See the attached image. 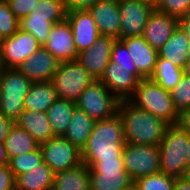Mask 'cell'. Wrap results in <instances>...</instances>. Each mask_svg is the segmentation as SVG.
Wrapping results in <instances>:
<instances>
[{"instance_id": "cell-29", "label": "cell", "mask_w": 190, "mask_h": 190, "mask_svg": "<svg viewBox=\"0 0 190 190\" xmlns=\"http://www.w3.org/2000/svg\"><path fill=\"white\" fill-rule=\"evenodd\" d=\"M4 145L8 159L20 154L33 152L39 147L38 142L16 123L11 128Z\"/></svg>"}, {"instance_id": "cell-51", "label": "cell", "mask_w": 190, "mask_h": 190, "mask_svg": "<svg viewBox=\"0 0 190 190\" xmlns=\"http://www.w3.org/2000/svg\"><path fill=\"white\" fill-rule=\"evenodd\" d=\"M124 190H135V188H127V189H124Z\"/></svg>"}, {"instance_id": "cell-36", "label": "cell", "mask_w": 190, "mask_h": 190, "mask_svg": "<svg viewBox=\"0 0 190 190\" xmlns=\"http://www.w3.org/2000/svg\"><path fill=\"white\" fill-rule=\"evenodd\" d=\"M65 0H38L29 15L66 16Z\"/></svg>"}, {"instance_id": "cell-40", "label": "cell", "mask_w": 190, "mask_h": 190, "mask_svg": "<svg viewBox=\"0 0 190 190\" xmlns=\"http://www.w3.org/2000/svg\"><path fill=\"white\" fill-rule=\"evenodd\" d=\"M16 189V177L8 165H0V190Z\"/></svg>"}, {"instance_id": "cell-44", "label": "cell", "mask_w": 190, "mask_h": 190, "mask_svg": "<svg viewBox=\"0 0 190 190\" xmlns=\"http://www.w3.org/2000/svg\"><path fill=\"white\" fill-rule=\"evenodd\" d=\"M179 26L190 40V12L179 18Z\"/></svg>"}, {"instance_id": "cell-49", "label": "cell", "mask_w": 190, "mask_h": 190, "mask_svg": "<svg viewBox=\"0 0 190 190\" xmlns=\"http://www.w3.org/2000/svg\"><path fill=\"white\" fill-rule=\"evenodd\" d=\"M183 178H184L188 183H190V167H187V168H186L185 174H184Z\"/></svg>"}, {"instance_id": "cell-8", "label": "cell", "mask_w": 190, "mask_h": 190, "mask_svg": "<svg viewBox=\"0 0 190 190\" xmlns=\"http://www.w3.org/2000/svg\"><path fill=\"white\" fill-rule=\"evenodd\" d=\"M122 160L125 170L134 181L140 177L160 172L159 146L126 143L122 152Z\"/></svg>"}, {"instance_id": "cell-41", "label": "cell", "mask_w": 190, "mask_h": 190, "mask_svg": "<svg viewBox=\"0 0 190 190\" xmlns=\"http://www.w3.org/2000/svg\"><path fill=\"white\" fill-rule=\"evenodd\" d=\"M176 125L190 136V109L179 112Z\"/></svg>"}, {"instance_id": "cell-24", "label": "cell", "mask_w": 190, "mask_h": 190, "mask_svg": "<svg viewBox=\"0 0 190 190\" xmlns=\"http://www.w3.org/2000/svg\"><path fill=\"white\" fill-rule=\"evenodd\" d=\"M51 190H91L89 167L82 163L55 173Z\"/></svg>"}, {"instance_id": "cell-34", "label": "cell", "mask_w": 190, "mask_h": 190, "mask_svg": "<svg viewBox=\"0 0 190 190\" xmlns=\"http://www.w3.org/2000/svg\"><path fill=\"white\" fill-rule=\"evenodd\" d=\"M110 61L116 62L118 67L132 68V74H134L139 80L145 78L138 71L135 62L126 48V45L119 39H116L115 43L113 44Z\"/></svg>"}, {"instance_id": "cell-15", "label": "cell", "mask_w": 190, "mask_h": 190, "mask_svg": "<svg viewBox=\"0 0 190 190\" xmlns=\"http://www.w3.org/2000/svg\"><path fill=\"white\" fill-rule=\"evenodd\" d=\"M59 61L43 46L27 57L18 70L31 82L52 81Z\"/></svg>"}, {"instance_id": "cell-17", "label": "cell", "mask_w": 190, "mask_h": 190, "mask_svg": "<svg viewBox=\"0 0 190 190\" xmlns=\"http://www.w3.org/2000/svg\"><path fill=\"white\" fill-rule=\"evenodd\" d=\"M179 26V18L154 10L142 34L146 42L157 51L170 39Z\"/></svg>"}, {"instance_id": "cell-10", "label": "cell", "mask_w": 190, "mask_h": 190, "mask_svg": "<svg viewBox=\"0 0 190 190\" xmlns=\"http://www.w3.org/2000/svg\"><path fill=\"white\" fill-rule=\"evenodd\" d=\"M39 47L31 33L19 28L13 36L0 40V67L18 69Z\"/></svg>"}, {"instance_id": "cell-1", "label": "cell", "mask_w": 190, "mask_h": 190, "mask_svg": "<svg viewBox=\"0 0 190 190\" xmlns=\"http://www.w3.org/2000/svg\"><path fill=\"white\" fill-rule=\"evenodd\" d=\"M125 144L123 123L118 112L110 118L97 120L81 150L82 163L89 167L95 160L122 158Z\"/></svg>"}, {"instance_id": "cell-27", "label": "cell", "mask_w": 190, "mask_h": 190, "mask_svg": "<svg viewBox=\"0 0 190 190\" xmlns=\"http://www.w3.org/2000/svg\"><path fill=\"white\" fill-rule=\"evenodd\" d=\"M65 18L66 16L28 15L19 20L20 29L31 33L38 43L43 46L54 23L63 21Z\"/></svg>"}, {"instance_id": "cell-7", "label": "cell", "mask_w": 190, "mask_h": 190, "mask_svg": "<svg viewBox=\"0 0 190 190\" xmlns=\"http://www.w3.org/2000/svg\"><path fill=\"white\" fill-rule=\"evenodd\" d=\"M119 104L120 100L100 80H94L76 102L95 121L115 115Z\"/></svg>"}, {"instance_id": "cell-32", "label": "cell", "mask_w": 190, "mask_h": 190, "mask_svg": "<svg viewBox=\"0 0 190 190\" xmlns=\"http://www.w3.org/2000/svg\"><path fill=\"white\" fill-rule=\"evenodd\" d=\"M175 178L164 173L140 177L134 181L135 190H174Z\"/></svg>"}, {"instance_id": "cell-45", "label": "cell", "mask_w": 190, "mask_h": 190, "mask_svg": "<svg viewBox=\"0 0 190 190\" xmlns=\"http://www.w3.org/2000/svg\"><path fill=\"white\" fill-rule=\"evenodd\" d=\"M174 190H190V183L184 178L175 179Z\"/></svg>"}, {"instance_id": "cell-26", "label": "cell", "mask_w": 190, "mask_h": 190, "mask_svg": "<svg viewBox=\"0 0 190 190\" xmlns=\"http://www.w3.org/2000/svg\"><path fill=\"white\" fill-rule=\"evenodd\" d=\"M189 47L190 40L178 26L170 39L158 50V55L182 68L187 63L186 52Z\"/></svg>"}, {"instance_id": "cell-30", "label": "cell", "mask_w": 190, "mask_h": 190, "mask_svg": "<svg viewBox=\"0 0 190 190\" xmlns=\"http://www.w3.org/2000/svg\"><path fill=\"white\" fill-rule=\"evenodd\" d=\"M182 76V68L158 56L155 71L150 78L163 89L171 91L181 80Z\"/></svg>"}, {"instance_id": "cell-2", "label": "cell", "mask_w": 190, "mask_h": 190, "mask_svg": "<svg viewBox=\"0 0 190 190\" xmlns=\"http://www.w3.org/2000/svg\"><path fill=\"white\" fill-rule=\"evenodd\" d=\"M125 142L134 145L159 146L167 128L164 120L137 108L129 100H121L118 108Z\"/></svg>"}, {"instance_id": "cell-4", "label": "cell", "mask_w": 190, "mask_h": 190, "mask_svg": "<svg viewBox=\"0 0 190 190\" xmlns=\"http://www.w3.org/2000/svg\"><path fill=\"white\" fill-rule=\"evenodd\" d=\"M32 82L18 69L0 67V113L16 123Z\"/></svg>"}, {"instance_id": "cell-21", "label": "cell", "mask_w": 190, "mask_h": 190, "mask_svg": "<svg viewBox=\"0 0 190 190\" xmlns=\"http://www.w3.org/2000/svg\"><path fill=\"white\" fill-rule=\"evenodd\" d=\"M57 98L52 81L32 82L24 99V109L46 113Z\"/></svg>"}, {"instance_id": "cell-6", "label": "cell", "mask_w": 190, "mask_h": 190, "mask_svg": "<svg viewBox=\"0 0 190 190\" xmlns=\"http://www.w3.org/2000/svg\"><path fill=\"white\" fill-rule=\"evenodd\" d=\"M93 81L94 78L77 60L59 63L52 79L57 97L75 103Z\"/></svg>"}, {"instance_id": "cell-47", "label": "cell", "mask_w": 190, "mask_h": 190, "mask_svg": "<svg viewBox=\"0 0 190 190\" xmlns=\"http://www.w3.org/2000/svg\"><path fill=\"white\" fill-rule=\"evenodd\" d=\"M187 63L182 67L183 75L190 77V47L186 52Z\"/></svg>"}, {"instance_id": "cell-42", "label": "cell", "mask_w": 190, "mask_h": 190, "mask_svg": "<svg viewBox=\"0 0 190 190\" xmlns=\"http://www.w3.org/2000/svg\"><path fill=\"white\" fill-rule=\"evenodd\" d=\"M99 0H65L67 10L87 9Z\"/></svg>"}, {"instance_id": "cell-48", "label": "cell", "mask_w": 190, "mask_h": 190, "mask_svg": "<svg viewBox=\"0 0 190 190\" xmlns=\"http://www.w3.org/2000/svg\"><path fill=\"white\" fill-rule=\"evenodd\" d=\"M188 151L186 152L187 157H186V161H187V167H190V136H189V144L187 146Z\"/></svg>"}, {"instance_id": "cell-46", "label": "cell", "mask_w": 190, "mask_h": 190, "mask_svg": "<svg viewBox=\"0 0 190 190\" xmlns=\"http://www.w3.org/2000/svg\"><path fill=\"white\" fill-rule=\"evenodd\" d=\"M0 165H8V157L3 142H0Z\"/></svg>"}, {"instance_id": "cell-18", "label": "cell", "mask_w": 190, "mask_h": 190, "mask_svg": "<svg viewBox=\"0 0 190 190\" xmlns=\"http://www.w3.org/2000/svg\"><path fill=\"white\" fill-rule=\"evenodd\" d=\"M87 10L94 19L100 35L119 39L121 16L118 0H99Z\"/></svg>"}, {"instance_id": "cell-43", "label": "cell", "mask_w": 190, "mask_h": 190, "mask_svg": "<svg viewBox=\"0 0 190 190\" xmlns=\"http://www.w3.org/2000/svg\"><path fill=\"white\" fill-rule=\"evenodd\" d=\"M15 123L0 113V142H5L11 128Z\"/></svg>"}, {"instance_id": "cell-37", "label": "cell", "mask_w": 190, "mask_h": 190, "mask_svg": "<svg viewBox=\"0 0 190 190\" xmlns=\"http://www.w3.org/2000/svg\"><path fill=\"white\" fill-rule=\"evenodd\" d=\"M155 10L180 18L190 12V0H160Z\"/></svg>"}, {"instance_id": "cell-20", "label": "cell", "mask_w": 190, "mask_h": 190, "mask_svg": "<svg viewBox=\"0 0 190 190\" xmlns=\"http://www.w3.org/2000/svg\"><path fill=\"white\" fill-rule=\"evenodd\" d=\"M16 124L26 130L38 144L56 137L47 114L42 111L24 110Z\"/></svg>"}, {"instance_id": "cell-11", "label": "cell", "mask_w": 190, "mask_h": 190, "mask_svg": "<svg viewBox=\"0 0 190 190\" xmlns=\"http://www.w3.org/2000/svg\"><path fill=\"white\" fill-rule=\"evenodd\" d=\"M120 11L119 39L141 36L155 6L144 0H118Z\"/></svg>"}, {"instance_id": "cell-28", "label": "cell", "mask_w": 190, "mask_h": 190, "mask_svg": "<svg viewBox=\"0 0 190 190\" xmlns=\"http://www.w3.org/2000/svg\"><path fill=\"white\" fill-rule=\"evenodd\" d=\"M76 103L57 98L46 112L52 130L56 136H63L71 122Z\"/></svg>"}, {"instance_id": "cell-19", "label": "cell", "mask_w": 190, "mask_h": 190, "mask_svg": "<svg viewBox=\"0 0 190 190\" xmlns=\"http://www.w3.org/2000/svg\"><path fill=\"white\" fill-rule=\"evenodd\" d=\"M119 40L126 45L138 71L145 78H150L156 68L157 58L159 56L158 51L152 48L142 35Z\"/></svg>"}, {"instance_id": "cell-9", "label": "cell", "mask_w": 190, "mask_h": 190, "mask_svg": "<svg viewBox=\"0 0 190 190\" xmlns=\"http://www.w3.org/2000/svg\"><path fill=\"white\" fill-rule=\"evenodd\" d=\"M43 161L54 173L82 164L81 150L63 136H56L39 144Z\"/></svg>"}, {"instance_id": "cell-39", "label": "cell", "mask_w": 190, "mask_h": 190, "mask_svg": "<svg viewBox=\"0 0 190 190\" xmlns=\"http://www.w3.org/2000/svg\"><path fill=\"white\" fill-rule=\"evenodd\" d=\"M10 6L11 11L20 20L36 7L38 0H6Z\"/></svg>"}, {"instance_id": "cell-50", "label": "cell", "mask_w": 190, "mask_h": 190, "mask_svg": "<svg viewBox=\"0 0 190 190\" xmlns=\"http://www.w3.org/2000/svg\"><path fill=\"white\" fill-rule=\"evenodd\" d=\"M144 1L149 2L152 5L156 6L159 3L160 0H144Z\"/></svg>"}, {"instance_id": "cell-22", "label": "cell", "mask_w": 190, "mask_h": 190, "mask_svg": "<svg viewBox=\"0 0 190 190\" xmlns=\"http://www.w3.org/2000/svg\"><path fill=\"white\" fill-rule=\"evenodd\" d=\"M95 122L85 111L75 106L71 122L63 137L82 150L91 135Z\"/></svg>"}, {"instance_id": "cell-3", "label": "cell", "mask_w": 190, "mask_h": 190, "mask_svg": "<svg viewBox=\"0 0 190 190\" xmlns=\"http://www.w3.org/2000/svg\"><path fill=\"white\" fill-rule=\"evenodd\" d=\"M129 101L169 125H176L178 121L179 113L174 107L170 91L163 89L151 78L140 80Z\"/></svg>"}, {"instance_id": "cell-35", "label": "cell", "mask_w": 190, "mask_h": 190, "mask_svg": "<svg viewBox=\"0 0 190 190\" xmlns=\"http://www.w3.org/2000/svg\"><path fill=\"white\" fill-rule=\"evenodd\" d=\"M170 93L178 113L185 109H190V77L183 75Z\"/></svg>"}, {"instance_id": "cell-16", "label": "cell", "mask_w": 190, "mask_h": 190, "mask_svg": "<svg viewBox=\"0 0 190 190\" xmlns=\"http://www.w3.org/2000/svg\"><path fill=\"white\" fill-rule=\"evenodd\" d=\"M66 18L72 27L78 53L88 49L100 35L89 11L87 9L67 10Z\"/></svg>"}, {"instance_id": "cell-23", "label": "cell", "mask_w": 190, "mask_h": 190, "mask_svg": "<svg viewBox=\"0 0 190 190\" xmlns=\"http://www.w3.org/2000/svg\"><path fill=\"white\" fill-rule=\"evenodd\" d=\"M55 173L43 161L16 178L17 190H51Z\"/></svg>"}, {"instance_id": "cell-12", "label": "cell", "mask_w": 190, "mask_h": 190, "mask_svg": "<svg viewBox=\"0 0 190 190\" xmlns=\"http://www.w3.org/2000/svg\"><path fill=\"white\" fill-rule=\"evenodd\" d=\"M43 47L60 63L77 60L79 53L75 46L72 27L67 18L54 23Z\"/></svg>"}, {"instance_id": "cell-25", "label": "cell", "mask_w": 190, "mask_h": 190, "mask_svg": "<svg viewBox=\"0 0 190 190\" xmlns=\"http://www.w3.org/2000/svg\"><path fill=\"white\" fill-rule=\"evenodd\" d=\"M91 190H124L134 188L127 171H89Z\"/></svg>"}, {"instance_id": "cell-38", "label": "cell", "mask_w": 190, "mask_h": 190, "mask_svg": "<svg viewBox=\"0 0 190 190\" xmlns=\"http://www.w3.org/2000/svg\"><path fill=\"white\" fill-rule=\"evenodd\" d=\"M89 171H126L122 158L109 160H95L90 166Z\"/></svg>"}, {"instance_id": "cell-14", "label": "cell", "mask_w": 190, "mask_h": 190, "mask_svg": "<svg viewBox=\"0 0 190 190\" xmlns=\"http://www.w3.org/2000/svg\"><path fill=\"white\" fill-rule=\"evenodd\" d=\"M100 81L121 101L129 100L140 80L132 74V68L118 67L116 62L109 61Z\"/></svg>"}, {"instance_id": "cell-5", "label": "cell", "mask_w": 190, "mask_h": 190, "mask_svg": "<svg viewBox=\"0 0 190 190\" xmlns=\"http://www.w3.org/2000/svg\"><path fill=\"white\" fill-rule=\"evenodd\" d=\"M189 135L177 125H170L159 144L160 172L172 178H183L187 168Z\"/></svg>"}, {"instance_id": "cell-31", "label": "cell", "mask_w": 190, "mask_h": 190, "mask_svg": "<svg viewBox=\"0 0 190 190\" xmlns=\"http://www.w3.org/2000/svg\"><path fill=\"white\" fill-rule=\"evenodd\" d=\"M42 162L43 154L41 148L38 147L33 152L20 154L8 159V166L12 170L13 175L17 178L19 175L28 172Z\"/></svg>"}, {"instance_id": "cell-33", "label": "cell", "mask_w": 190, "mask_h": 190, "mask_svg": "<svg viewBox=\"0 0 190 190\" xmlns=\"http://www.w3.org/2000/svg\"><path fill=\"white\" fill-rule=\"evenodd\" d=\"M20 28L19 19L6 0H0V40L13 36Z\"/></svg>"}, {"instance_id": "cell-13", "label": "cell", "mask_w": 190, "mask_h": 190, "mask_svg": "<svg viewBox=\"0 0 190 190\" xmlns=\"http://www.w3.org/2000/svg\"><path fill=\"white\" fill-rule=\"evenodd\" d=\"M116 38L99 35L88 48L81 51L77 61L90 73L94 80H100L110 61L111 50Z\"/></svg>"}]
</instances>
